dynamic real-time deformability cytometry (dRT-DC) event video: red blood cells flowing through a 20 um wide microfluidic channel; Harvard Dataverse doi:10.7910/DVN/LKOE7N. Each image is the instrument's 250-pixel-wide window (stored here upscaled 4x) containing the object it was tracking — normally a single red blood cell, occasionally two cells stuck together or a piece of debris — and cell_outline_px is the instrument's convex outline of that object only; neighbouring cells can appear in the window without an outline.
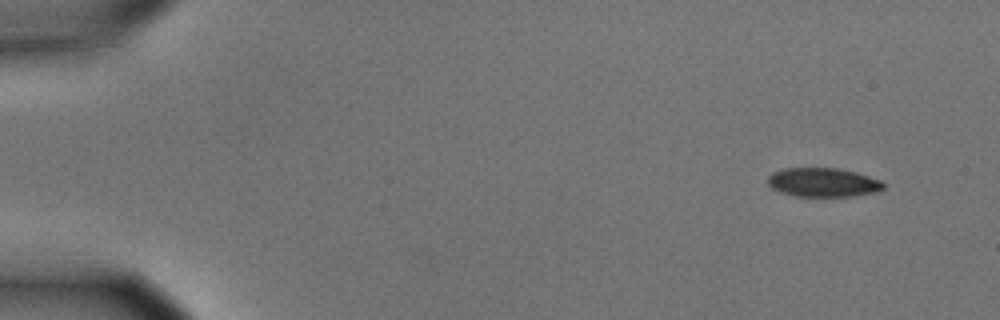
{"species": "common noctule bat (a hibernating species)", "species_latin": "Nyctalus noctula", "temperature_condition": "cold", "stored_images_in_passage": 8, "camera_frame_rate_fps": 3000, "um_per_image_px": 0.085, "animal": {"sex": "male", "body_mass_g": 15.6}, "frame": {"image": 1, "passage_image": 1, "time_ms": 0.0, "image_size_px": [1000, 320], "cell_outline_px": [[884, 188], [880, 192], [852, 196], [796, 196], [780, 192], [772, 188], [768, 184], [768, 176], [772, 172], [784, 168], [840, 168], [856, 172], [880, 180], [884, 184]], "centroid_in_image_um": [69.97, 15.5], "position_along_channel_um": 15.0, "area_um2": 19.65}}
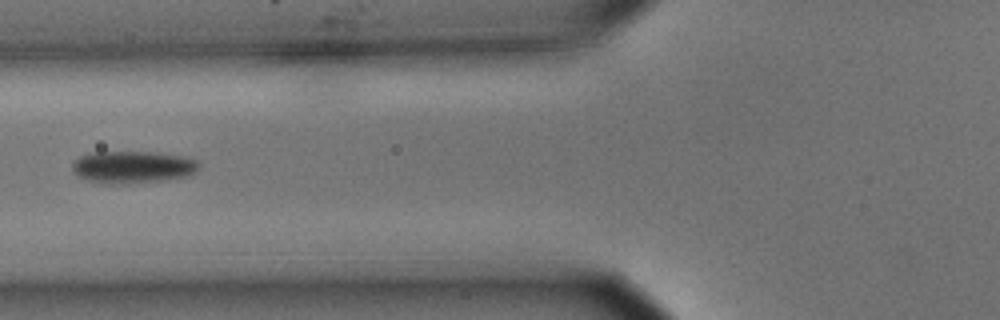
{"frame": {"image": 2, "passage_image": 6, "time_ms": 1.667, "image_size_px": [1000, 320], "cell_outline_px": [[200, 168], [184, 176], [160, 180], [124, 184], [104, 184], [88, 180], [76, 176], [72, 172], [72, 164], [80, 156], [92, 152], [160, 152], [188, 156], [196, 160], [200, 164]], "centroid_in_image_um": [11.26, 14.19], "position_along_channel_um": 114.5, "area_um2": 23.93}}
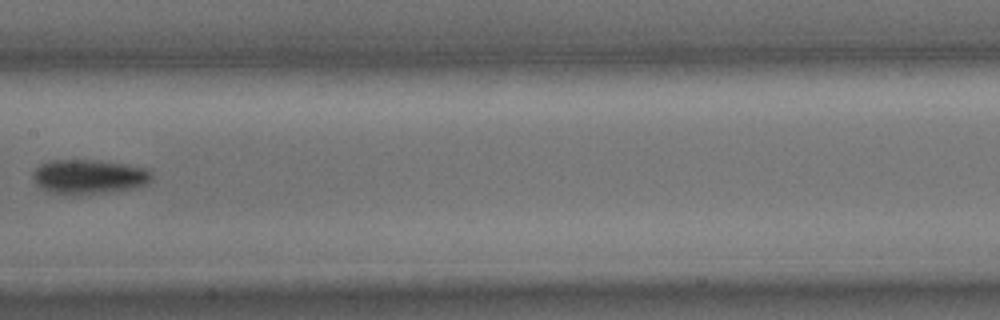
{"frame": {"image": 3, "passage_image": 8, "time_ms": 2.333, "image_size_px": [1000, 320], "cell_outline_px": [[152, 180], [148, 184], [136, 188], [72, 196], [48, 192], [40, 188], [36, 184], [32, 176], [32, 172], [40, 164], [52, 160], [96, 160], [124, 164], [148, 168], [152, 172]], "centroid_in_image_um": [7.55, 15.03], "position_along_channel_um": 199.8, "area_um2": 24.28}}